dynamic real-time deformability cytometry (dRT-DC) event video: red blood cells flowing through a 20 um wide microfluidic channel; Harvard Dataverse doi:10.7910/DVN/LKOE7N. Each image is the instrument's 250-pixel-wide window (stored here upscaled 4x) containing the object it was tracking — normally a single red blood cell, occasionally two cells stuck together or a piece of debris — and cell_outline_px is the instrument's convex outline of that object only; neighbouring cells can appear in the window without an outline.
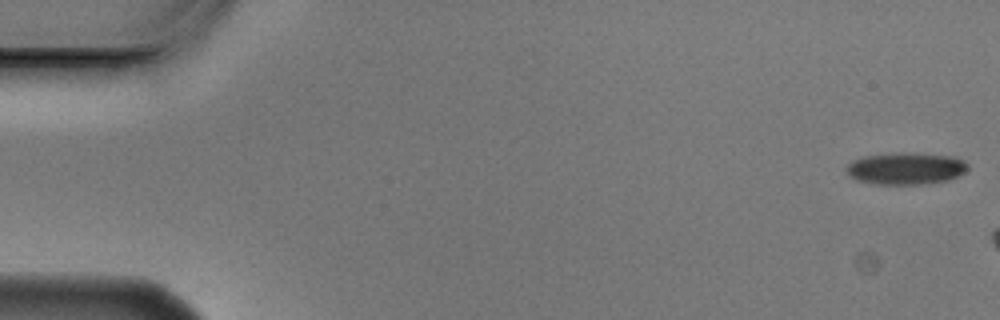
{"species": "Egyptian fruit bat (a non-hibernating species)", "species_latin": "Rousettus aegyptiacus", "temperature_condition": "cold", "stored_images_in_passage": 4, "camera_frame_rate_fps": 3000, "um_per_image_px": 0.085, "animal": {"sex": "male"}, "frame": {"image": 1, "passage_image": 1, "time_ms": 0.0, "image_size_px": [1000, 320], "cell_outline_px": [[968, 168], [964, 172], [948, 180], [920, 184], [872, 184], [856, 180], [848, 176], [848, 164], [852, 160], [864, 156], [956, 156], [964, 160], [968, 164]], "centroid_in_image_um": [76.99, 14.39], "position_along_channel_um": 8.0, "area_um2": 21.33}}